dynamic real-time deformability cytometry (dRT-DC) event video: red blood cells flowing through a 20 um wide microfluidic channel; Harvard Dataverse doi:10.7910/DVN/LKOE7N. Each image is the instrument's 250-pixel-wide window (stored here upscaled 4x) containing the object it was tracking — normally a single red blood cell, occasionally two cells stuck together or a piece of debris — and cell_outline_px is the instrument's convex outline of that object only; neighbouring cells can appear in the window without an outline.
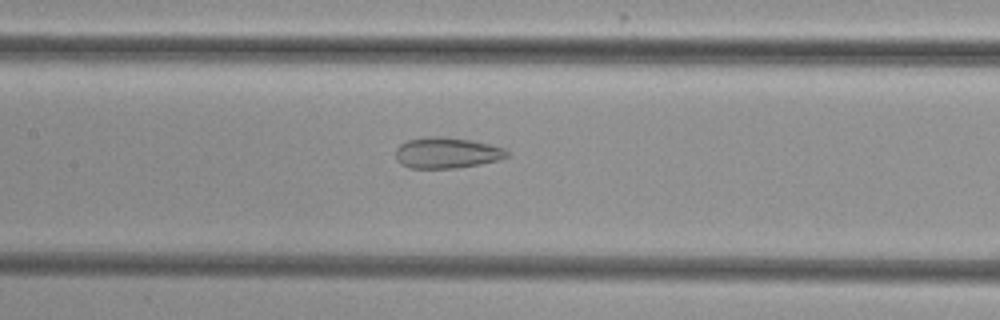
{"species": "common noctule bat (a hibernating species)", "species_latin": "Nyctalus noctula", "temperature_condition": "cold", "stored_images_in_passage": 55, "camera_frame_rate_fps": 3000, "um_per_image_px": 0.085, "animal": {"sex": "female", "body_mass_g": 29.2, "forearm_length_mm": 56.3}, "frame": {"image": 1, "passage_image": 26, "time_ms": 8.333, "image_size_px": [1000, 320], "cell_outline_px": [[508, 156], [500, 160], [480, 164], [456, 168], [408, 168], [400, 164], [396, 160], [396, 148], [400, 144], [408, 140], [428, 136], [440, 136], [472, 140], [504, 148], [508, 152]], "centroid_in_image_um": [37.95, 12.99], "position_along_channel_um": 169.4, "area_um2": 20.17}}
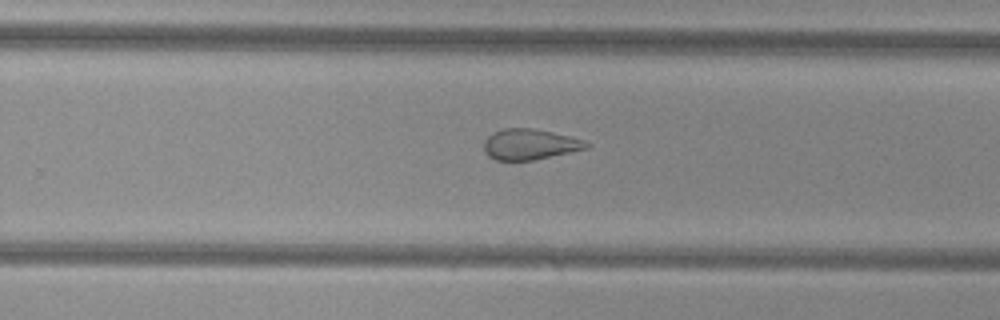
{"frame": {"image": 2, "passage_image": 35, "time_ms": 11.333, "image_size_px": [1000, 320], "cell_outline_px": [[592, 144], [588, 148], [532, 160], [496, 160], [488, 156], [484, 152], [484, 140], [488, 136], [504, 128], [532, 128], [552, 132], [584, 140]], "centroid_in_image_um": [45.03, 12.27], "position_along_channel_um": 284.8, "area_um2": 18.15}}
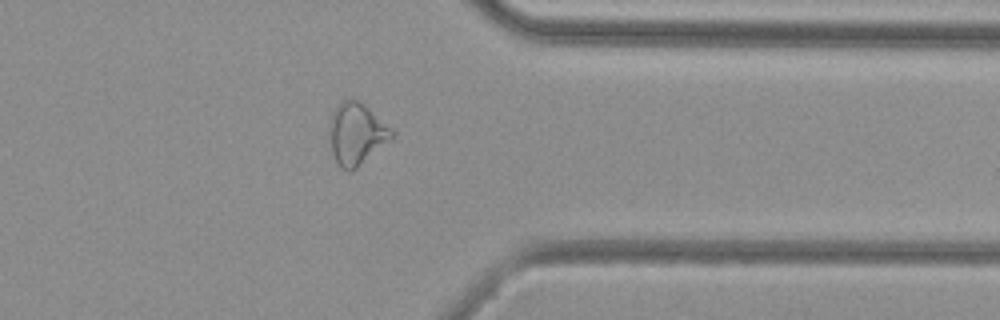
{"frame": {"image": 3, "passage_image": 43, "time_ms": 14.0, "image_size_px": [1000, 320], "cell_outline_px": [[396, 136], [356, 168], [348, 172], [340, 168], [332, 152], [332, 116], [336, 108], [344, 100], [356, 100], [364, 104], [392, 128], [396, 132]], "centroid_in_image_um": [30.38, 11.4], "position_along_channel_um": 381.0, "area_um2": 21.79}}